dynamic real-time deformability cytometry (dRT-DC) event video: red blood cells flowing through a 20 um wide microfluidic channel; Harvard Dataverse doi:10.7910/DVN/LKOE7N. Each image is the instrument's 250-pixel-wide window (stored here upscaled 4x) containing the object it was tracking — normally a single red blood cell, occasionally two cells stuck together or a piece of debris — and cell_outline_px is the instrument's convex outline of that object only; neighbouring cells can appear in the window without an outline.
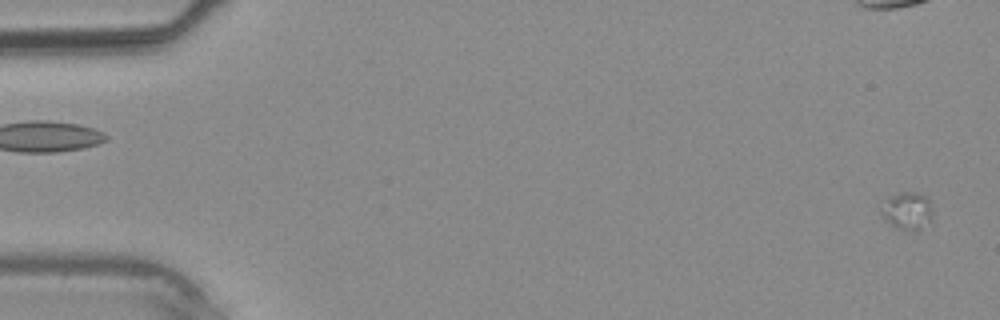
{"species": "common noctule bat (a hibernating species)", "species_latin": "Nyctalus noctula", "temperature_condition": "warm", "stored_images_in_passage": 39, "camera_frame_rate_fps": 3000, "um_per_image_px": 0.085, "animal": {"sex": "male", "body_mass_g": 20.4}, "frame": {"image": 1, "passage_image": 1, "time_ms": 0.0, "image_size_px": [1000, 320], "cell_outline_px": [[932, 220], [920, 228], [896, 228], [884, 216], [880, 208], [892, 196], [900, 192], [920, 192], [928, 200], [932, 212]], "centroid_in_image_um": [77.16, 17.88], "position_along_channel_um": 7.8, "area_um2": 10.58}}